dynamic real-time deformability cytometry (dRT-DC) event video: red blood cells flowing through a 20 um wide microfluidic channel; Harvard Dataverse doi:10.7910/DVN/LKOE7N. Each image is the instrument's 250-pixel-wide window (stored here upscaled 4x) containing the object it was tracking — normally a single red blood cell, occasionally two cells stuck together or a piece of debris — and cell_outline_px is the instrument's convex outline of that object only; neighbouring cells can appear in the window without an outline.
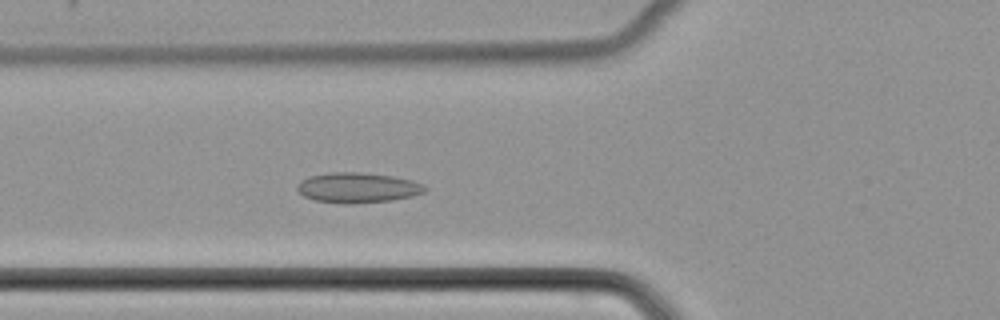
{"species": "common noctule bat (a hibernating species)", "species_latin": "Nyctalus noctula", "temperature_condition": "cold", "stored_images_in_passage": 46, "camera_frame_rate_fps": 3000, "um_per_image_px": 0.085, "animal": {"sex": "female", "body_mass_g": 22.7, "forearm_length_mm": 54.2}, "frame": {"image": 1, "passage_image": 14, "time_ms": 4.333, "image_size_px": [1000, 320], "cell_outline_px": [[428, 188], [424, 192], [412, 196], [392, 200], [348, 204], [316, 200], [304, 196], [296, 188], [300, 180], [308, 176], [328, 172], [360, 172], [392, 176], [412, 180], [424, 184]], "centroid_in_image_um": [30.41, 15.94], "position_along_channel_um": 95.4, "area_um2": 22.48}}
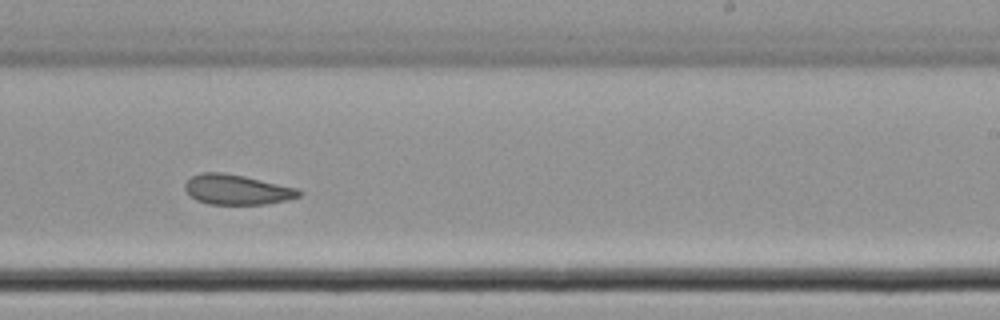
{"frame": {"image": 2, "passage_image": 27, "time_ms": 8.667, "image_size_px": [1000, 320], "cell_outline_px": [[304, 192], [300, 196], [288, 200], [264, 204], [208, 204], [196, 200], [184, 188], [184, 184], [192, 176], [200, 172], [220, 172], [244, 176], [296, 188]], "centroid_in_image_um": [20.14, 16.12], "position_along_channel_um": 268.9, "area_um2": 19.83}}
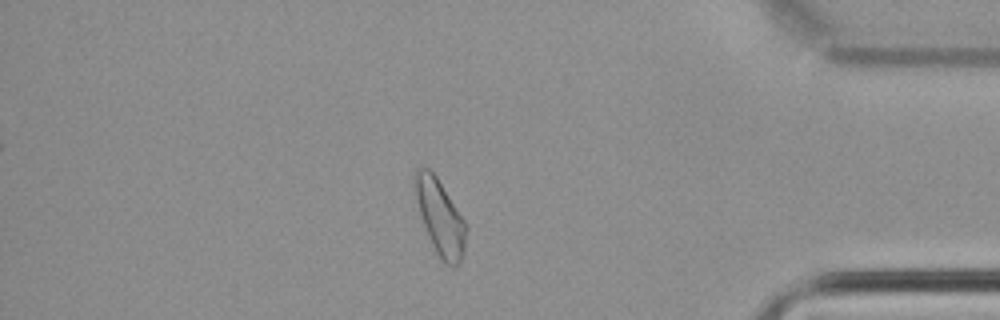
{"frame": {"image": 3, "passage_image": 39, "time_ms": 12.667, "image_size_px": [1000, 320], "cell_outline_px": [[468, 228], [464, 252], [460, 264], [452, 268], [444, 264], [436, 252], [428, 236], [412, 192], [412, 176], [416, 168], [428, 168], [436, 176], [468, 224]], "centroid_in_image_um": [37.4, 18.46], "position_along_channel_um": 397.8, "area_um2": 23.18}}